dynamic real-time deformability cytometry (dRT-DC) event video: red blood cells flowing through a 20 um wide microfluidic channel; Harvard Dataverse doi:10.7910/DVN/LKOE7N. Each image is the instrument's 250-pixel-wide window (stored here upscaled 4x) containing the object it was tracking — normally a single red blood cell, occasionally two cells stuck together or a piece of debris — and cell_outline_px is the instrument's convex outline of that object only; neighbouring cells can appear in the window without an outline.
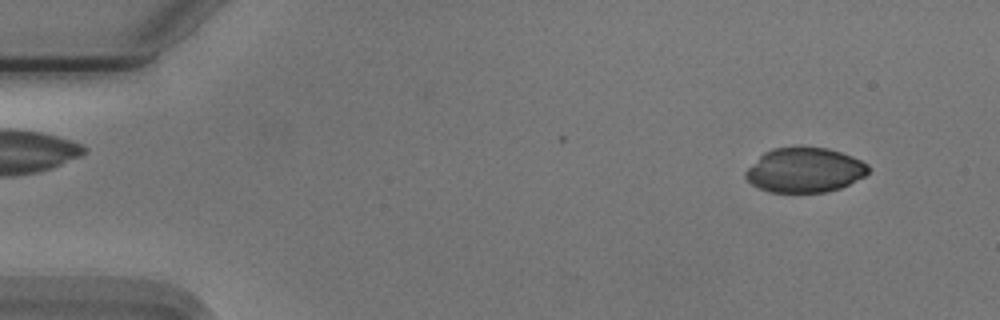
{"species": "Egyptian fruit bat (a non-hibernating species)", "species_latin": "Rousettus aegyptiacus", "temperature_condition": "cold", "stored_images_in_passage": 15, "camera_frame_rate_fps": 3000, "um_per_image_px": 0.085, "animal": {"sex": "male"}, "frame": {"image": 1, "passage_image": 5, "time_ms": 1.333, "image_size_px": [1000, 320], "cell_outline_px": [[868, 172], [864, 176], [840, 188], [824, 192], [772, 192], [760, 188], [752, 184], [744, 176], [744, 172], [764, 152], [772, 148], [828, 148], [852, 156], [868, 164]], "centroid_in_image_um": [68.39, 14.46], "position_along_channel_um": 16.6, "area_um2": 31.5}}